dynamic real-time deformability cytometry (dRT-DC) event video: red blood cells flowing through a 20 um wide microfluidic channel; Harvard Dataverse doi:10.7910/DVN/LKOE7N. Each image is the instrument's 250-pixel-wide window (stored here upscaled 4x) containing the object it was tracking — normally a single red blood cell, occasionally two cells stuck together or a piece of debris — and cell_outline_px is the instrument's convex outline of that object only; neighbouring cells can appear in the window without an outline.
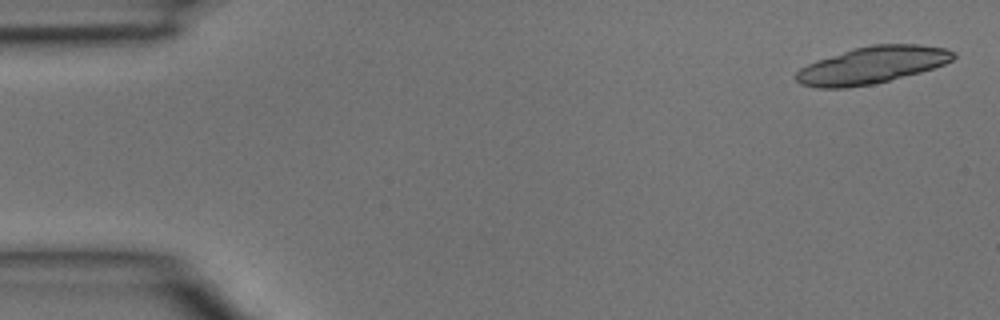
{"species": "common noctule bat (a hibernating species)", "species_latin": "Nyctalus noctula", "temperature_condition": "room temperature", "stored_images_in_passage": 4, "segment_of_instrument_passage": [1, 2], "camera_frame_rate_fps": 3000, "um_per_image_px": 0.085, "animal": {"sex": "male", "body_mass_g": 15.6}, "frame": {"image": 1, "passage_image": 1, "time_ms": 0.0, "image_size_px": [1000, 320], "cell_outline_px": [[956, 56], [952, 60], [944, 64], [920, 72], [872, 84], [844, 88], [816, 88], [800, 84], [796, 80], [796, 72], [800, 68], [816, 60], [852, 48], [872, 44], [916, 44], [948, 48], [956, 52]], "centroid_in_image_um": [74.12, 5.52], "position_along_channel_um": 10.9, "area_um2": 33.99}}